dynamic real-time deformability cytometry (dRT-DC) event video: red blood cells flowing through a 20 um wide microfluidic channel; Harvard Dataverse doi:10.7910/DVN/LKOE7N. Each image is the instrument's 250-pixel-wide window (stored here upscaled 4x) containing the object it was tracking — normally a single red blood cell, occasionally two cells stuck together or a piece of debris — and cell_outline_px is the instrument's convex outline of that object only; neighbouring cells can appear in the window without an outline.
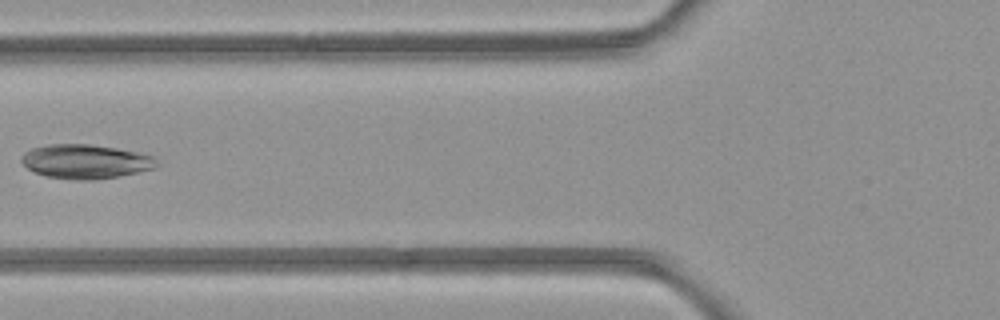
{"species": "common noctule bat (a hibernating species)", "species_latin": "Nyctalus noctula", "temperature_condition": "room temperature", "stored_images_in_passage": 3, "camera_frame_rate_fps": 3000, "um_per_image_px": 0.085, "animal": {"sex": "female", "body_mass_g": 21.9}, "frame": {"image": 1, "passage_image": 3, "time_ms": 2.333, "image_size_px": [1000, 320], "cell_outline_px": [[156, 168], [120, 176], [96, 180], [76, 180], [48, 176], [36, 172], [28, 168], [20, 160], [24, 152], [32, 148], [48, 144], [92, 144], [116, 148], [136, 152], [152, 156], [156, 160]], "centroid_in_image_um": [7.27, 13.73], "position_along_channel_um": 118.5, "area_um2": 26.82}}